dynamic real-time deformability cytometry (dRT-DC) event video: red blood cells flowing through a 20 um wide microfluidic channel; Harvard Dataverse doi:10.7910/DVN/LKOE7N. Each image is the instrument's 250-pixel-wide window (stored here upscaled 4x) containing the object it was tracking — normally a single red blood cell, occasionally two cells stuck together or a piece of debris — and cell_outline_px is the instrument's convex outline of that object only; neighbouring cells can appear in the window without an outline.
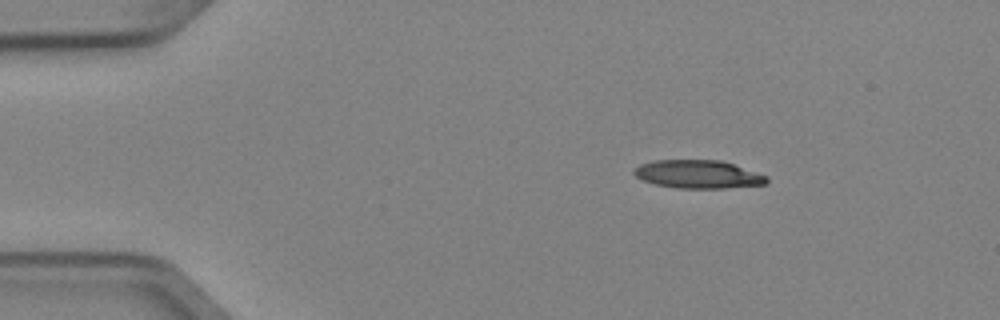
{"species": "Egyptian fruit bat (a non-hibernating species)", "species_latin": "Rousettus aegyptiacus", "temperature_condition": "cold", "stored_images_in_passage": 3, "camera_frame_rate_fps": 3000, "um_per_image_px": 0.085, "animal": {"sex": "female"}, "frame": {"image": 1, "passage_image": 1, "time_ms": 0.0, "image_size_px": [1000, 320], "cell_outline_px": [[768, 184], [724, 188], [676, 188], [656, 184], [644, 180], [636, 176], [632, 172], [640, 164], [652, 160], [720, 160], [768, 176]], "centroid_in_image_um": [59.34, 14.81], "position_along_channel_um": 25.7, "area_um2": 21.68}}